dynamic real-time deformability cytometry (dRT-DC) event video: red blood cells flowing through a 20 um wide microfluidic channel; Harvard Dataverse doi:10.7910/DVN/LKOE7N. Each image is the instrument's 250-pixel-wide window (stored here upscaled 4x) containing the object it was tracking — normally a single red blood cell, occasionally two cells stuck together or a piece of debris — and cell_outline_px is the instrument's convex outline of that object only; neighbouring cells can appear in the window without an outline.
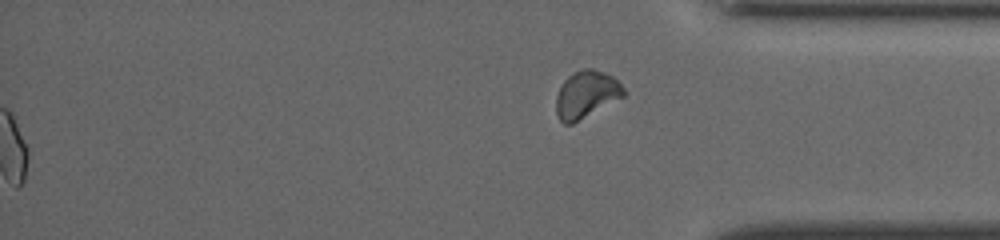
{"species": "common noctule bat (a hibernating species)", "species_latin": "Nyctalus noctula", "temperature_condition": "cold", "stored_images_in_passage": 57, "segment_of_instrument_passage": [2, 2], "camera_frame_rate_fps": 3000, "um_per_image_px": 0.085, "animal": {"sex": "female", "body_mass_g": 19.5, "forearm_length_mm": 54.1}, "frame": {"image": 1, "passage_image": 57, "time_ms": 18.667, "image_size_px": [1000, 240], "cell_outline_px": [[628, 92], [624, 96], [572, 124], [564, 124], [560, 120], [556, 112], [556, 96], [564, 80], [568, 76], [584, 68], [592, 68], [604, 72], [612, 76]], "centroid_in_image_um": [49.84, 8.03], "position_along_channel_um": 385.4, "area_um2": 18.44}}